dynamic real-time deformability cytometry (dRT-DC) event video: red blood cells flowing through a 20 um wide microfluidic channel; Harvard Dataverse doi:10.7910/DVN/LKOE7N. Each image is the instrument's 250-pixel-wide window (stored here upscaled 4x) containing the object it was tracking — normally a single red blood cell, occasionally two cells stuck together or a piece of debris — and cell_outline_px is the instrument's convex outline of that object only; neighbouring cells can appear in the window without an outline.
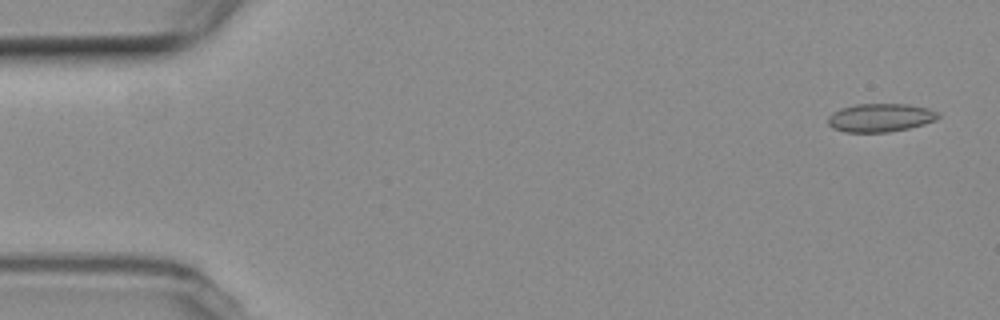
{"species": "common noctule bat (a hibernating species)", "species_latin": "Nyctalus noctula", "temperature_condition": "room temperature", "stored_images_in_passage": 5, "camera_frame_rate_fps": 3000, "um_per_image_px": 0.085, "animal": {"sex": "female", "body_mass_g": 19.3, "forearm_length_mm": 54.1}, "frame": {"image": 1, "passage_image": 1, "time_ms": 0.0, "image_size_px": [1000, 320], "cell_outline_px": [[940, 116], [936, 120], [924, 124], [908, 128], [888, 132], [844, 132], [832, 128], [828, 124], [828, 116], [832, 112], [840, 108], [856, 104], [904, 104], [928, 108], [940, 112]], "centroid_in_image_um": [74.82, 10.0], "position_along_channel_um": 10.2, "area_um2": 18.32}}
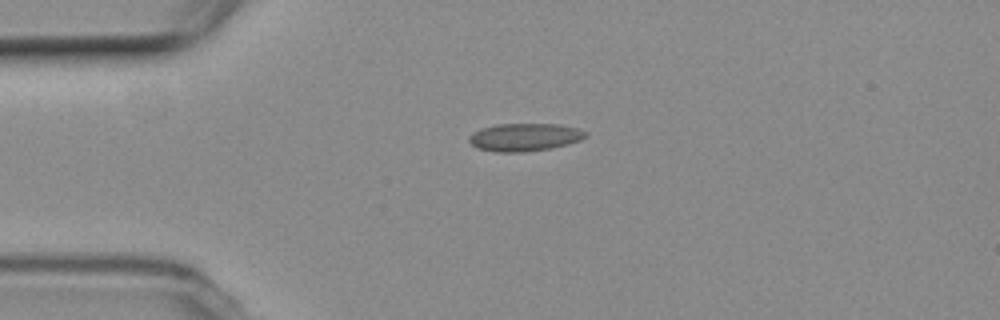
{"frame": {"image": 2, "passage_image": 4, "time_ms": 3.667, "image_size_px": [1000, 320], "cell_outline_px": [[588, 136], [580, 140], [568, 144], [552, 148], [524, 152], [496, 152], [476, 148], [468, 140], [468, 136], [480, 128], [496, 124], [560, 124], [576, 128], [588, 132]], "centroid_in_image_um": [44.59, 11.66], "position_along_channel_um": 40.4, "area_um2": 19.07}}